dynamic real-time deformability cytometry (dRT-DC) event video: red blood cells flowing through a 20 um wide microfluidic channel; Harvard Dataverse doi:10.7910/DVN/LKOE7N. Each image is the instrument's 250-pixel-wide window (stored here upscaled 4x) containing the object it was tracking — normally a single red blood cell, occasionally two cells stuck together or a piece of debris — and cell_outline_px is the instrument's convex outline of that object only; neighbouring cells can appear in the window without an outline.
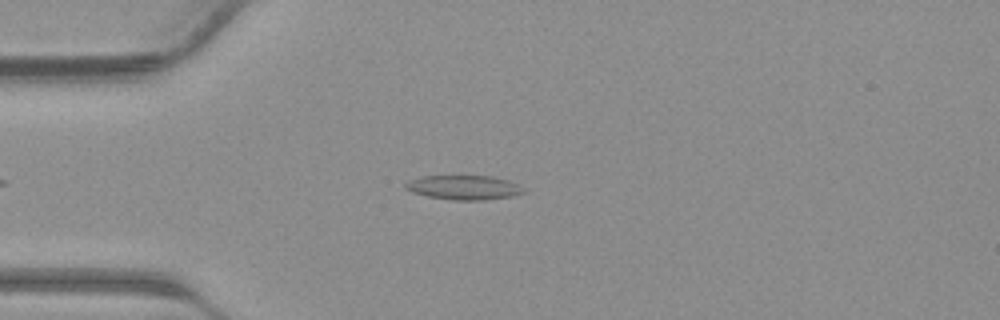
{"species": "common noctule bat (a hibernating species)", "species_latin": "Nyctalus noctula", "temperature_condition": "warm", "stored_images_in_passage": 38, "camera_frame_rate_fps": 3000, "um_per_image_px": 0.085, "animal": {"sex": "male", "body_mass_g": 23.1, "forearm_length_mm": 52.7}, "frame": {"image": 1, "passage_image": 8, "time_ms": 2.333, "image_size_px": [1000, 320], "cell_outline_px": [[528, 192], [512, 196], [484, 200], [452, 200], [428, 196], [412, 192], [404, 188], [404, 184], [408, 180], [420, 176], [492, 176], [508, 180], [524, 188]], "centroid_in_image_um": [39.42, 15.93], "position_along_channel_um": 45.6, "area_um2": 16.88}}
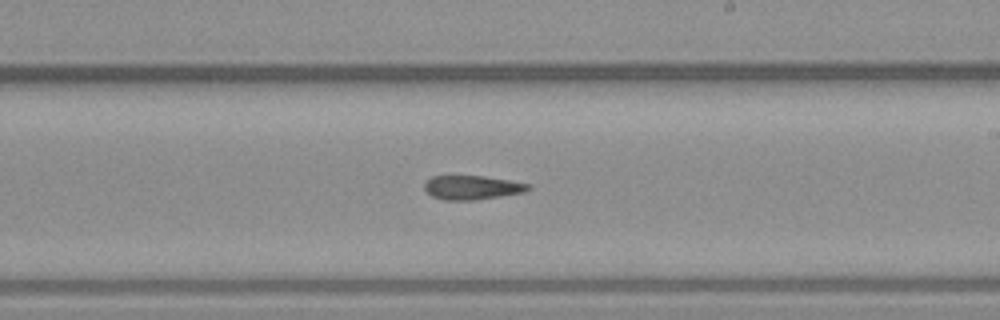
{"frame": {"image": 2, "passage_image": 21, "time_ms": 6.667, "image_size_px": [1000, 320], "cell_outline_px": [[532, 188], [524, 192], [476, 200], [444, 200], [432, 196], [424, 188], [424, 180], [432, 176], [484, 176], [532, 184]], "centroid_in_image_um": [40.13, 15.93], "position_along_channel_um": 248.9, "area_um2": 14.62}}
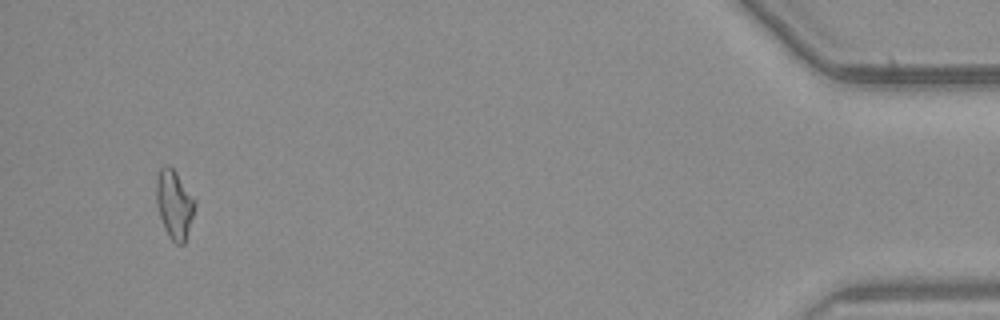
{"frame": {"image": 3, "passage_image": 36, "time_ms": 11.667, "image_size_px": [1000, 320], "cell_outline_px": [[196, 204], [184, 244], [176, 244], [168, 236], [164, 228], [156, 204], [156, 180], [160, 168], [168, 164], [176, 172], [196, 200]], "centroid_in_image_um": [14.81, 17.36], "position_along_channel_um": 420.4, "area_um2": 15.37}}